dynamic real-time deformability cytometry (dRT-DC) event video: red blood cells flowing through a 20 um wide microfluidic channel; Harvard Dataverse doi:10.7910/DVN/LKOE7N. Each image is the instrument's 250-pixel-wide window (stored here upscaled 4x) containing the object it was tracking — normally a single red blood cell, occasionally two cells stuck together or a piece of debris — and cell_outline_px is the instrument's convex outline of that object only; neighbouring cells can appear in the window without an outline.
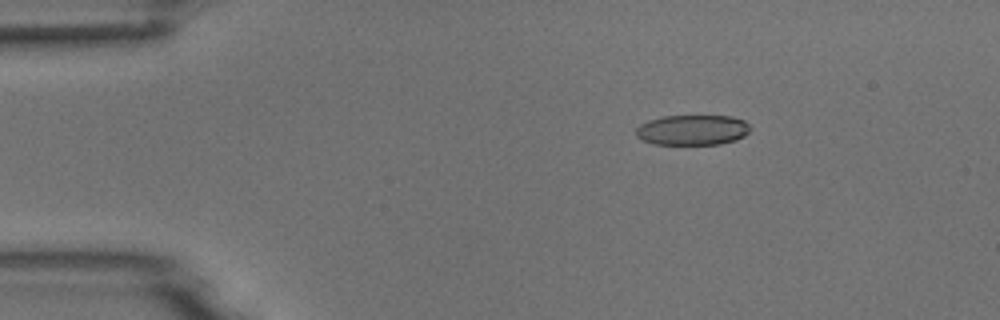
{"species": "common noctule bat (a hibernating species)", "species_latin": "Nyctalus noctula", "temperature_condition": "room temperature", "stored_images_in_passage": 5, "camera_frame_rate_fps": 3000, "um_per_image_px": 0.085, "animal": {"sex": "male", "body_mass_g": 18.8}, "frame": {"image": 1, "passage_image": 3, "time_ms": 2.333, "image_size_px": [1000, 320], "cell_outline_px": [[752, 128], [744, 136], [736, 140], [720, 144], [652, 144], [636, 136], [636, 128], [640, 124], [648, 120], [664, 116], [732, 116], [744, 120]], "centroid_in_image_um": [58.87, 11.04], "position_along_channel_um": 26.1, "area_um2": 20.23}}
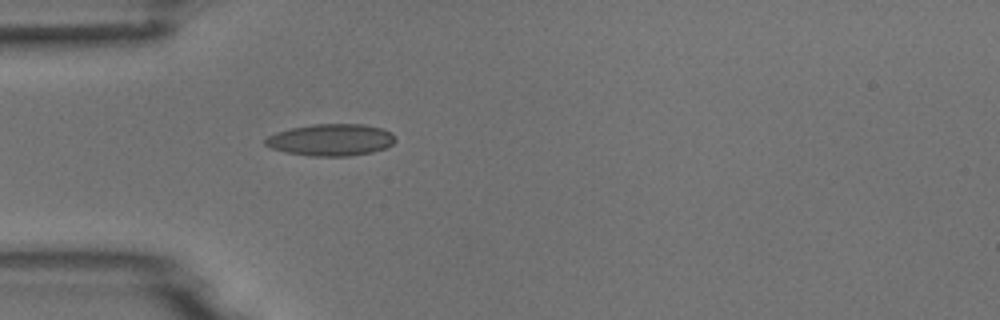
{"frame": {"image": 2, "passage_image": 5, "time_ms": 4.667, "image_size_px": [1000, 320], "cell_outline_px": [[396, 140], [392, 144], [384, 148], [372, 152], [348, 156], [308, 156], [284, 152], [272, 148], [264, 144], [264, 140], [268, 136], [276, 132], [292, 128], [312, 124], [364, 124], [384, 128], [392, 132], [396, 136]], "centroid_in_image_um": [28.15, 11.88], "position_along_channel_um": 56.9, "area_um2": 24.33}}